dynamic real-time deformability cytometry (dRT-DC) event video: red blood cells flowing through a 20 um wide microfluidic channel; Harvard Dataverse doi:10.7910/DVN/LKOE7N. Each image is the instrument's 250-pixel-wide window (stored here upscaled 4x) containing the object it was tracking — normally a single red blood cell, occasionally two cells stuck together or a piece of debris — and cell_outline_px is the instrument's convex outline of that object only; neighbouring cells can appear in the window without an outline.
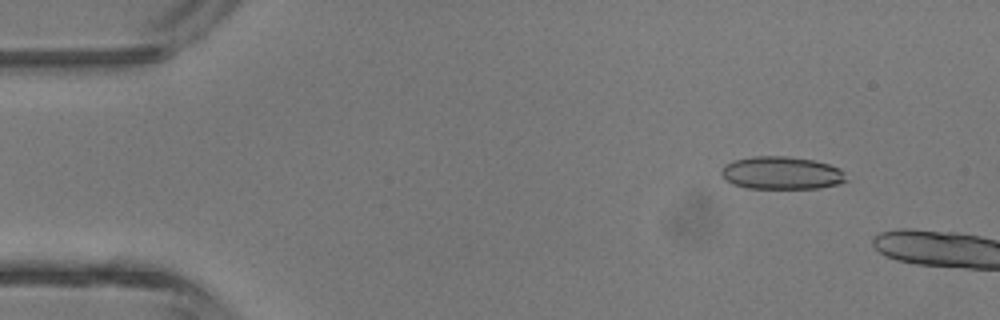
{"species": "common noctule bat (a hibernating species)", "species_latin": "Nyctalus noctula", "temperature_condition": "room temperature", "stored_images_in_passage": 3, "camera_frame_rate_fps": 3000, "um_per_image_px": 0.085, "animal": {"sex": "male", "body_mass_g": 13.3}, "frame": {"image": 1, "passage_image": 2, "time_ms": 1.0, "image_size_px": [1000, 320], "cell_outline_px": [[848, 180], [840, 184], [820, 188], [748, 188], [732, 184], [724, 180], [720, 172], [724, 164], [732, 160], [752, 156], [784, 156], [812, 160], [828, 164], [840, 168], [844, 172]], "centroid_in_image_um": [66.41, 14.7], "position_along_channel_um": 18.6, "area_um2": 24.1}}